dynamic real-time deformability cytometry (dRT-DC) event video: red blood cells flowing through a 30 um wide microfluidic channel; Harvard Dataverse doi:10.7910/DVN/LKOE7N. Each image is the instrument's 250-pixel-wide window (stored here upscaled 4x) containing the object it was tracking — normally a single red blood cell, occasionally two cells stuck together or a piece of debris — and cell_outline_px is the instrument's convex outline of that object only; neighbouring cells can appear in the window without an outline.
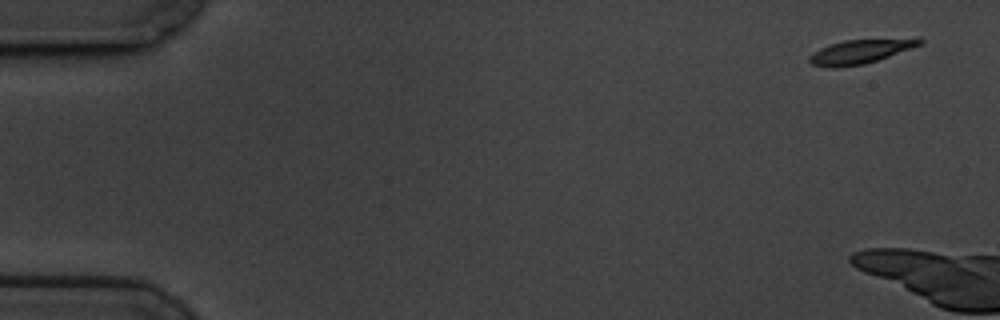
{"species": "common noctule bat (a hibernating species)", "species_latin": "Nyctalus noctula", "temperature_condition": "cold", "stored_images_in_passage": 15, "camera_frame_rate_fps": 3000, "um_per_image_px": 0.085, "animal": {"sex": "male", "body_mass_g": 19.5, "forearm_length_mm": 54.6}, "frame": {"image": 1, "passage_image": 3, "time_ms": 0.667, "image_size_px": [1000, 320], "cell_outline_px": [[924, 44], [864, 64], [836, 68], [832, 68], [812, 64], [808, 60], [808, 56], [812, 52], [820, 48], [844, 40], [920, 36], [924, 40]], "centroid_in_image_um": [73.23, 4.34], "position_along_channel_um": 11.8, "area_um2": 16.01}}